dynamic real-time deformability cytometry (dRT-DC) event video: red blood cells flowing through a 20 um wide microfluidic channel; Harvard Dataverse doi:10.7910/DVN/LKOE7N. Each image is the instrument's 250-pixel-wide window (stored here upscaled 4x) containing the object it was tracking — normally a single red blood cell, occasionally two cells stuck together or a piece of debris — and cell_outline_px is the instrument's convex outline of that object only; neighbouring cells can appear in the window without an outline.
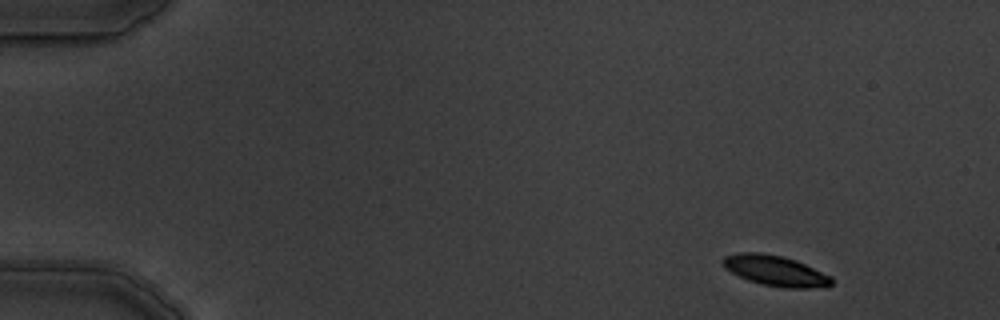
{"species": "common noctule bat (a hibernating species)", "species_latin": "Nyctalus noctula", "temperature_condition": "warm", "stored_images_in_passage": 8, "camera_frame_rate_fps": 3000, "um_per_image_px": 0.085, "animal": {"sex": "male", "body_mass_g": 19.5, "forearm_length_mm": 54.6}, "frame": {"image": 1, "passage_image": 1, "time_ms": 0.0, "image_size_px": [1000, 320], "cell_outline_px": [[832, 284], [808, 288], [784, 288], [760, 284], [748, 280], [724, 268], [720, 260], [724, 256], [736, 252], [760, 252], [784, 256], [796, 260], [832, 276]], "centroid_in_image_um": [65.86, 22.99], "position_along_channel_um": 19.1, "area_um2": 19.42}}
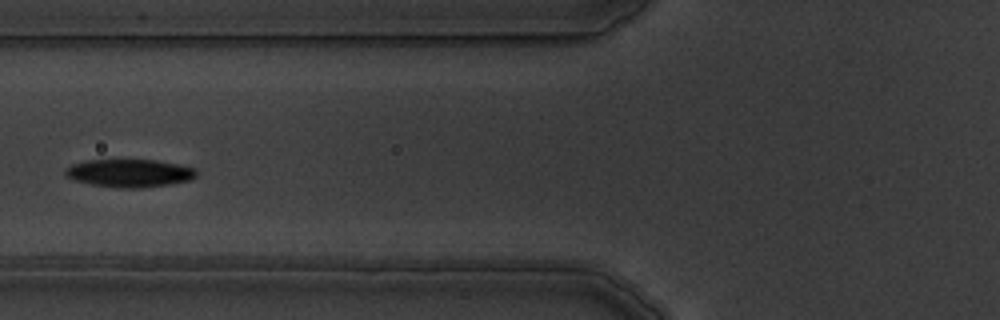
{"frame": {"image": 2, "passage_image": 6, "time_ms": 5.667, "image_size_px": [1000, 320], "cell_outline_px": [[196, 176], [188, 180], [172, 184], [140, 188], [116, 188], [88, 184], [72, 180], [64, 172], [64, 168], [72, 164], [88, 160], [156, 160], [196, 168]], "centroid_in_image_um": [10.97, 14.72], "position_along_channel_um": 114.8, "area_um2": 21.44}}
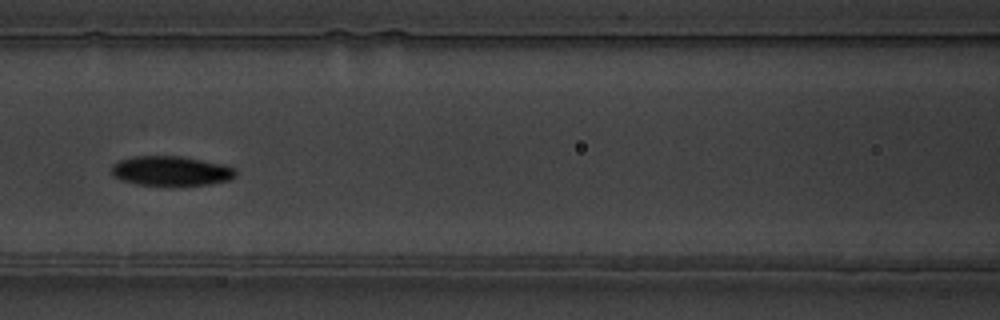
{"frame": {"image": 3, "passage_image": 7, "time_ms": 6.667, "image_size_px": [1000, 320], "cell_outline_px": [[236, 176], [228, 180], [208, 184], [136, 184], [112, 176], [112, 164], [120, 160], [132, 156], [180, 156], [224, 164], [232, 168], [236, 172]], "centroid_in_image_um": [14.51, 14.5], "position_along_channel_um": 152.1, "area_um2": 20.98}}